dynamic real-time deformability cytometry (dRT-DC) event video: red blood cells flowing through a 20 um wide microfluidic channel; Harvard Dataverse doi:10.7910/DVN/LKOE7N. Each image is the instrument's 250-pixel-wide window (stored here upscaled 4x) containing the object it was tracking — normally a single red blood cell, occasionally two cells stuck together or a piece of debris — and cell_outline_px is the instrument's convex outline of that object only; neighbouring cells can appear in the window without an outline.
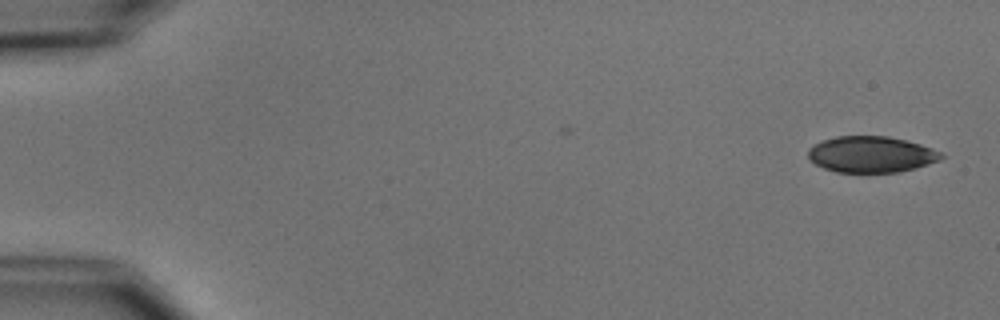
{"species": "common noctule bat (a hibernating species)", "species_latin": "Nyctalus noctula", "temperature_condition": "cold", "stored_images_in_passage": 2, "camera_frame_rate_fps": 3000, "um_per_image_px": 0.085, "animal": {"sex": "male", "body_mass_g": 15.6}, "frame": {"image": 1, "passage_image": 2, "time_ms": 1.333, "image_size_px": [1000, 320], "cell_outline_px": [[944, 156], [940, 160], [916, 168], [896, 172], [836, 172], [824, 168], [816, 164], [808, 156], [808, 148], [824, 140], [836, 136], [888, 136], [920, 144], [932, 148], [940, 152]], "centroid_in_image_um": [74.06, 13.12], "position_along_channel_um": 10.9, "area_um2": 27.86}}